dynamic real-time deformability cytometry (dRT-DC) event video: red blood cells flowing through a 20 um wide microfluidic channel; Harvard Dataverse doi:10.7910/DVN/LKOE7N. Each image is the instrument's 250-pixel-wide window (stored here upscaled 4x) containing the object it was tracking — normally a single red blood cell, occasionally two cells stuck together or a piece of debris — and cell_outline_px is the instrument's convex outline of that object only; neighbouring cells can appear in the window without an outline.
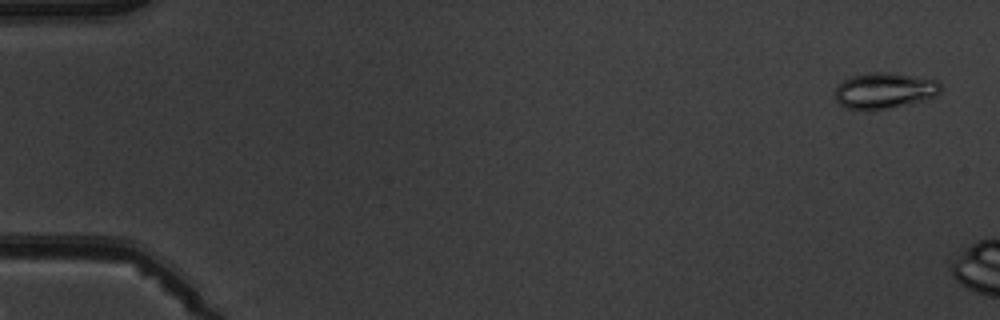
{"species": "common noctule bat (a hibernating species)", "species_latin": "Nyctalus noctula", "temperature_condition": "warm", "stored_images_in_passage": 4, "camera_frame_rate_fps": 3000, "um_per_image_px": 0.085, "animal": {"sex": "male", "body_mass_g": 19.5, "forearm_length_mm": 54.6}, "frame": {"image": 1, "passage_image": 1, "time_ms": 0.0, "image_size_px": [1000, 320], "cell_outline_px": [[940, 92], [936, 96], [888, 108], [848, 108], [840, 104], [836, 100], [836, 88], [844, 80], [852, 76], [868, 72], [888, 72], [936, 80], [940, 84]], "centroid_in_image_um": [75.17, 7.67], "position_along_channel_um": 9.8, "area_um2": 21.33}}